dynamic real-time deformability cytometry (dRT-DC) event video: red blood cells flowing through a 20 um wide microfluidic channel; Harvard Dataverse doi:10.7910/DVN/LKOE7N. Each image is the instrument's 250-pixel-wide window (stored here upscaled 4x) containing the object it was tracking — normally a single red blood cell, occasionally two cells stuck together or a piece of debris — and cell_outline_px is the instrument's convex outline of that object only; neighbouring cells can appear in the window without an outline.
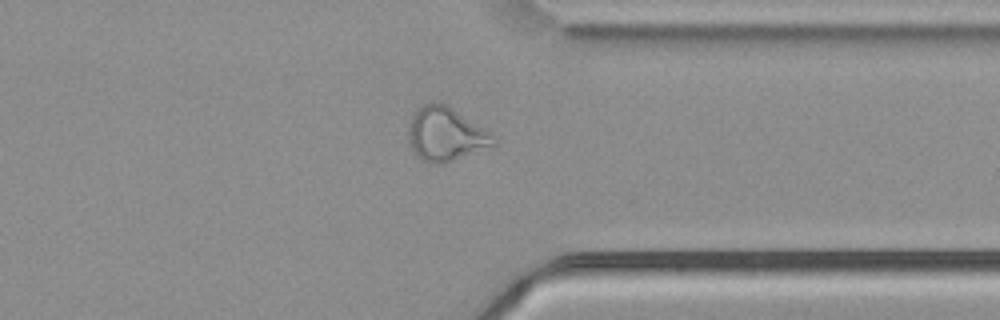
{"species": "common noctule bat (a hibernating species)", "species_latin": "Nyctalus noctula", "temperature_condition": "cold", "stored_images_in_passage": 37, "camera_frame_rate_fps": 3000, "um_per_image_px": 0.085, "animal": {"sex": "male", "body_mass_g": 21.5, "forearm_length_mm": 52.0}, "frame": {"image": 1, "passage_image": 25, "time_ms": 8.0, "image_size_px": [1000, 320], "cell_outline_px": [[496, 144], [452, 160], [436, 164], [428, 164], [420, 160], [412, 148], [408, 132], [408, 128], [412, 116], [416, 108], [432, 100], [440, 100], [448, 104], [496, 140]], "centroid_in_image_um": [37.78, 11.37], "position_along_channel_um": 373.6, "area_um2": 26.07}}
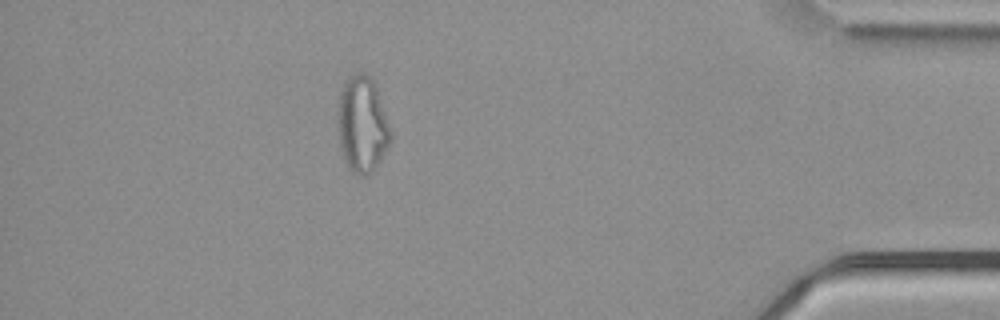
{"frame": {"image": 2, "passage_image": 31, "time_ms": 10.0, "image_size_px": [1000, 320], "cell_outline_px": [[392, 136], [380, 160], [372, 172], [364, 176], [360, 176], [352, 172], [344, 160], [340, 148], [340, 92], [344, 84], [352, 76], [360, 72], [368, 76], [372, 80], [392, 132]], "centroid_in_image_um": [30.81, 10.65], "position_along_channel_um": 404.4, "area_um2": 28.38}}